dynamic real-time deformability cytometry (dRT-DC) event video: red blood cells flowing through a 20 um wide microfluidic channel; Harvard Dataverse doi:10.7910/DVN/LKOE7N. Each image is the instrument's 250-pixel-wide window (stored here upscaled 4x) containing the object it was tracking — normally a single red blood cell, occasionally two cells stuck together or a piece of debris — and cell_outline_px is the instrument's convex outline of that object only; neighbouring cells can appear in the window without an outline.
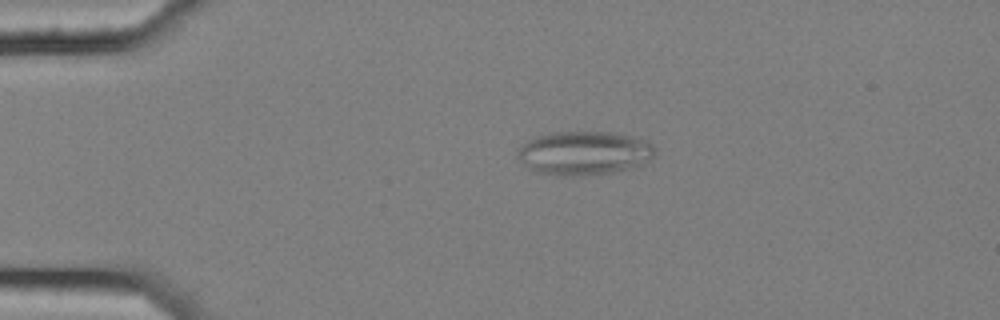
{"species": "common noctule bat (a hibernating species)", "species_latin": "Nyctalus noctula", "temperature_condition": "cold", "stored_images_in_passage": 44, "camera_frame_rate_fps": 3000, "um_per_image_px": 0.085, "animal": {"sex": "female", "body_mass_g": 25.1}, "frame": {"image": 1, "passage_image": 13, "time_ms": 4.0, "image_size_px": [1000, 320], "cell_outline_px": [[656, 148], [652, 156], [640, 164], [612, 172], [564, 176], [536, 172], [528, 168], [516, 156], [516, 148], [528, 140], [536, 136], [552, 132], [612, 132], [632, 136], [648, 140]], "centroid_in_image_um": [49.59, 12.98], "position_along_channel_um": 35.4, "area_um2": 34.85}}